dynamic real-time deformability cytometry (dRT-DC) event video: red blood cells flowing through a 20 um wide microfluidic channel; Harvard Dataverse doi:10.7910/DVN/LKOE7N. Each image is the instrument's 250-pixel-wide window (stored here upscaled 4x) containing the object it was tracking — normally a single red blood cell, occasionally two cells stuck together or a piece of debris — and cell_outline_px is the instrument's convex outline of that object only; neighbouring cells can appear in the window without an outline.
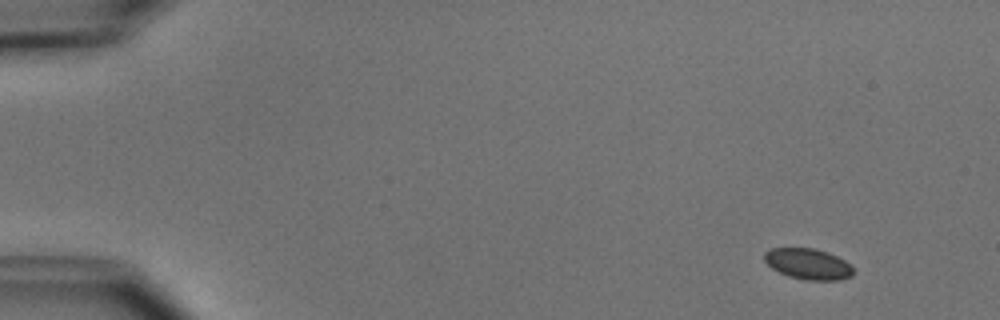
{"species": "common noctule bat (a hibernating species)", "species_latin": "Nyctalus noctula", "temperature_condition": "cold", "stored_images_in_passage": 3, "camera_frame_rate_fps": 3000, "um_per_image_px": 0.085, "animal": {"sex": "male", "body_mass_g": 15.6}, "frame": {"image": 1, "passage_image": 1, "time_ms": 0.0, "image_size_px": [1000, 320], "cell_outline_px": [[856, 272], [852, 276], [840, 280], [804, 280], [788, 276], [772, 268], [764, 260], [764, 252], [768, 248], [812, 248], [828, 252], [844, 260]], "centroid_in_image_um": [68.68, 22.44], "position_along_channel_um": 16.3, "area_um2": 16.07}}